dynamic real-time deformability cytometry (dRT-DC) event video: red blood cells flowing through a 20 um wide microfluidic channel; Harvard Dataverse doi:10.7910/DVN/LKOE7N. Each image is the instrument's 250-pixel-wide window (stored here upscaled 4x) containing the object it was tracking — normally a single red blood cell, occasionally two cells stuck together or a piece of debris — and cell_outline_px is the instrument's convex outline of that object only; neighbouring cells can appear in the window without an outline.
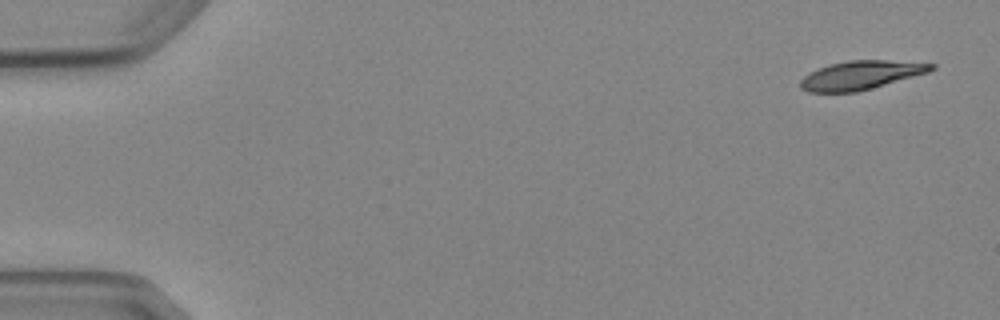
{"species": "Egyptian fruit bat (a non-hibernating species)", "species_latin": "Rousettus aegyptiacus", "temperature_condition": "cold", "stored_images_in_passage": 5, "camera_frame_rate_fps": 3000, "um_per_image_px": 0.085, "animal": {"sex": "female"}, "frame": {"image": 1, "passage_image": 1, "time_ms": 0.0, "image_size_px": [1000, 320], "cell_outline_px": [[936, 68], [928, 72], [856, 92], [808, 92], [800, 88], [800, 80], [804, 76], [828, 64], [848, 60], [884, 60], [936, 64]], "centroid_in_image_um": [73.15, 6.38], "position_along_channel_um": 11.9, "area_um2": 21.56}}
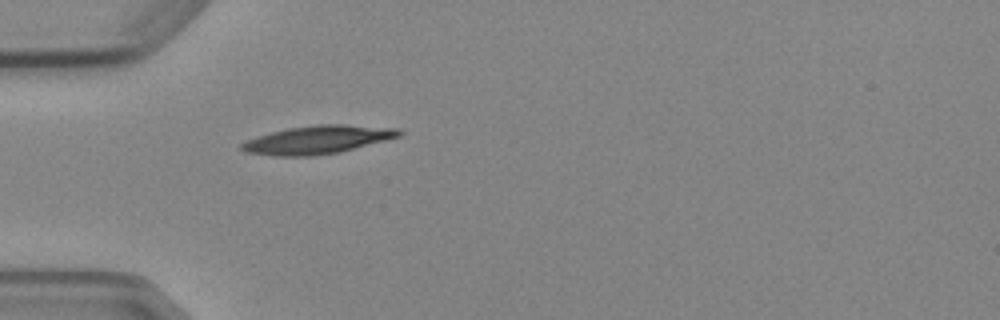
{"frame": {"image": 2, "passage_image": 5, "time_ms": 4.667, "image_size_px": [1000, 320], "cell_outline_px": [[404, 132], [400, 136], [340, 152], [312, 156], [272, 156], [244, 152], [240, 148], [240, 144], [256, 136], [288, 128], [316, 124], [344, 124], [400, 128]], "centroid_in_image_um": [27.0, 11.87], "position_along_channel_um": 58.0, "area_um2": 26.01}}